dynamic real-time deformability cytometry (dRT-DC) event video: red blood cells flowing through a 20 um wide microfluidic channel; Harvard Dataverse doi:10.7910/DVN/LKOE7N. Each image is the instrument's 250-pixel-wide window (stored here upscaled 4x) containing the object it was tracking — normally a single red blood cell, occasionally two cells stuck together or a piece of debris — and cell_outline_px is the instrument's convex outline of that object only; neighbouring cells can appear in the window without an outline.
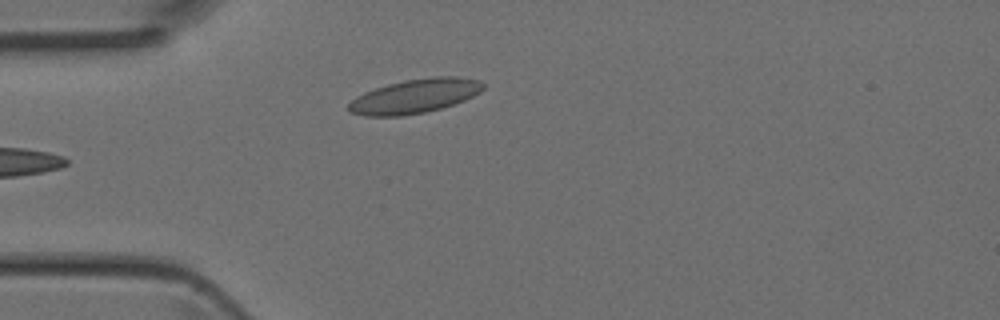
{"species": "Egyptian fruit bat (a non-hibernating species)", "species_latin": "Rousettus aegyptiacus", "temperature_condition": "room temperature", "stored_images_in_passage": 5, "camera_frame_rate_fps": 3000, "um_per_image_px": 0.085, "animal": {"sex": "female"}, "frame": {"image": 1, "passage_image": 5, "time_ms": 1.333, "image_size_px": [1000, 320], "cell_outline_px": [[484, 88], [480, 92], [464, 100], [440, 108], [424, 112], [400, 116], [364, 116], [348, 112], [348, 104], [356, 96], [364, 92], [388, 84], [404, 80], [432, 76], [456, 76], [480, 80], [484, 84]], "centroid_in_image_um": [35.24, 8.16], "position_along_channel_um": 49.8, "area_um2": 26.76}}